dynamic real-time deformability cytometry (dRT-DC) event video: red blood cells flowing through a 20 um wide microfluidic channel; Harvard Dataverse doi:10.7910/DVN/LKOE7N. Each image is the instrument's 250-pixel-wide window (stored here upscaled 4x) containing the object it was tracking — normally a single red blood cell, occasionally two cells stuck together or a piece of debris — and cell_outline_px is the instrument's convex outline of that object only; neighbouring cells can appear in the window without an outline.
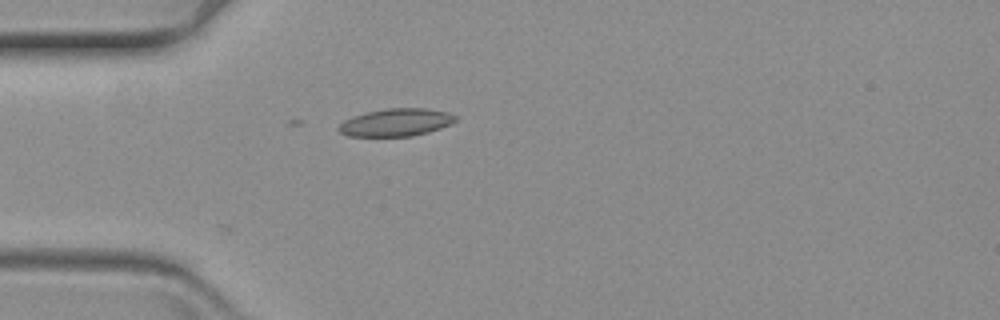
{"species": "common noctule bat (a hibernating species)", "species_latin": "Nyctalus noctula", "temperature_condition": "warm", "stored_images_in_passage": 10, "camera_frame_rate_fps": 3000, "um_per_image_px": 0.085, "animal": {"sex": "female", "body_mass_g": 19.3, "forearm_length_mm": 54.1}, "frame": {"image": 1, "passage_image": 1, "time_ms": 0.0, "image_size_px": [1000, 320], "cell_outline_px": [[456, 120], [452, 124], [428, 132], [412, 136], [348, 136], [340, 132], [336, 128], [344, 120], [352, 116], [368, 112], [388, 108], [428, 108], [448, 112], [456, 116]], "centroid_in_image_um": [33.67, 10.4], "position_along_channel_um": 51.3, "area_um2": 18.84}}
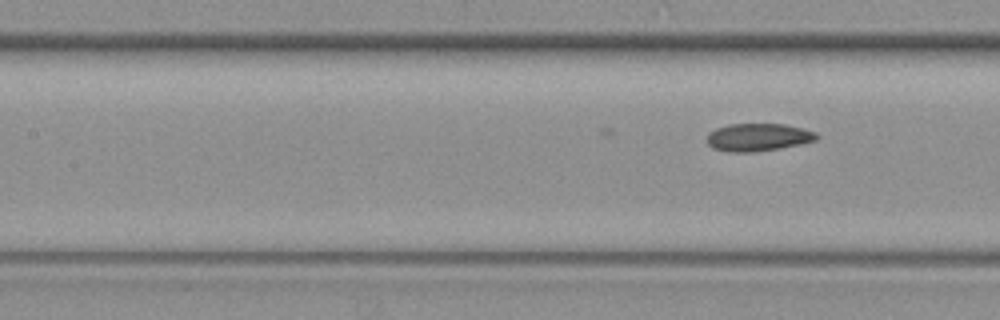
{"frame": {"image": 2, "passage_image": 10, "time_ms": 3.0, "image_size_px": [1000, 320], "cell_outline_px": [[820, 136], [816, 140], [800, 144], [780, 148], [752, 152], [728, 152], [712, 148], [708, 144], [708, 132], [716, 128], [728, 124], [784, 124], [804, 128], [816, 132]], "centroid_in_image_um": [64.45, 11.66], "position_along_channel_um": 143.0, "area_um2": 17.8}}